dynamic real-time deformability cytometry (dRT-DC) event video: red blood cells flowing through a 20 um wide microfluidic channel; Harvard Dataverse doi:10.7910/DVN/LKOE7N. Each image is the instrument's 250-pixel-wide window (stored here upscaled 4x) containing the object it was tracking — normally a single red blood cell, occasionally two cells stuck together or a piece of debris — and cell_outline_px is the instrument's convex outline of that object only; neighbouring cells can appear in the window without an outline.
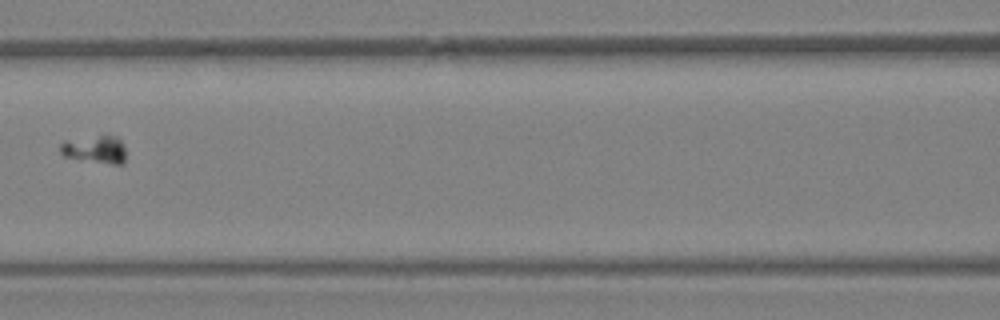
{"species": "Egyptian fruit bat (a non-hibernating species)", "species_latin": "Rousettus aegyptiacus", "temperature_condition": "warm", "stored_images_in_passage": 36, "segment_of_instrument_passage": [1, 2], "camera_frame_rate_fps": 3000, "um_per_image_px": 0.085, "animal": {"sex": "female"}, "frame": {"image": 1, "passage_image": 14, "time_ms": 4.333, "image_size_px": [1000, 320], "cell_outline_px": [[124, 164], [112, 164], [64, 156], [60, 152], [60, 144], [64, 140], [104, 132], [116, 136], [124, 144]], "centroid_in_image_um": [8.08, 12.62], "position_along_channel_um": 158.5, "area_um2": 11.04}}
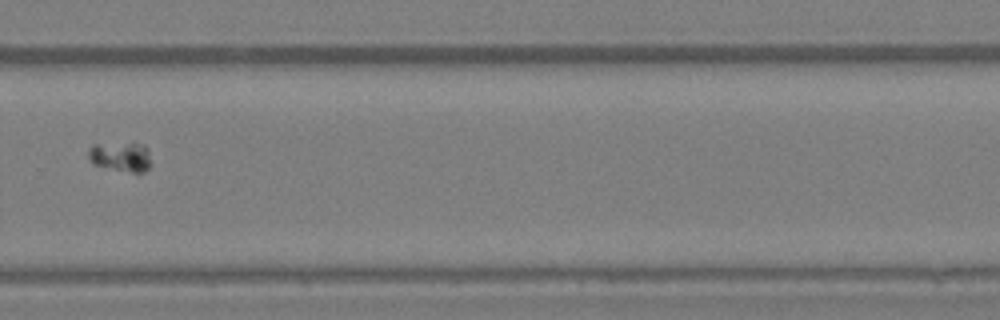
{"frame": {"image": 2, "passage_image": 23, "time_ms": 7.333, "image_size_px": [1000, 320], "cell_outline_px": [[148, 168], [144, 172], [132, 172], [92, 164], [88, 160], [88, 148], [92, 144], [144, 144], [148, 148]], "centroid_in_image_um": [10.2, 13.31], "position_along_channel_um": 319.6, "area_um2": 10.52}}
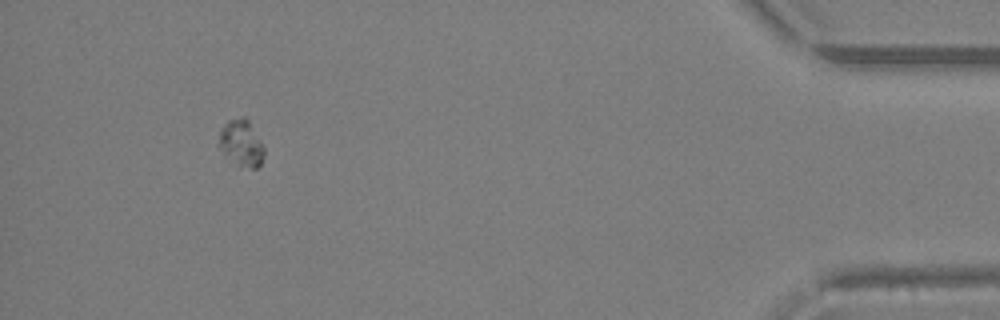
{"frame": {"image": 3, "passage_image": 32, "time_ms": 10.333, "image_size_px": [1000, 320], "cell_outline_px": [[264, 156], [260, 164], [256, 168], [240, 168], [224, 156], [216, 144], [220, 132], [224, 124], [228, 120], [244, 116], [248, 120], [260, 140], [264, 148]], "centroid_in_image_um": [20.47, 12.2], "position_along_channel_um": 414.7, "area_um2": 12.54}}